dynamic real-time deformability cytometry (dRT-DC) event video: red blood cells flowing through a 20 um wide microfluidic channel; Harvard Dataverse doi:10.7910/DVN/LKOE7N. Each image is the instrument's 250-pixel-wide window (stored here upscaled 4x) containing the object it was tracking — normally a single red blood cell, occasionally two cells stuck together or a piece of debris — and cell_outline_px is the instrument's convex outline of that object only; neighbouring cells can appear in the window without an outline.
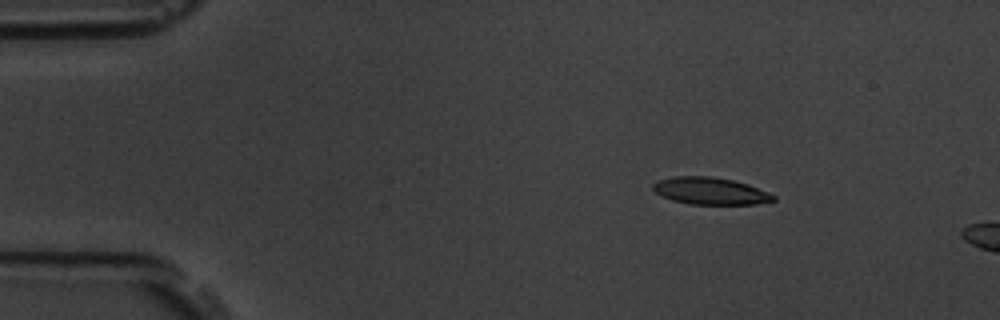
{"species": "common noctule bat (a hibernating species)", "species_latin": "Nyctalus noctula", "temperature_condition": "room temperature", "stored_images_in_passage": 8, "camera_frame_rate_fps": 3000, "um_per_image_px": 0.085, "animal": {"sex": "male", "body_mass_g": 19.5, "forearm_length_mm": 54.6}, "frame": {"image": 1, "passage_image": 1, "time_ms": 0.0, "image_size_px": [1000, 320], "cell_outline_px": [[776, 200], [756, 204], [688, 204], [672, 200], [656, 192], [652, 188], [652, 184], [656, 180], [676, 176], [712, 176], [732, 180], [748, 184], [768, 192], [776, 196]], "centroid_in_image_um": [60.37, 16.23], "position_along_channel_um": 24.6, "area_um2": 19.02}}